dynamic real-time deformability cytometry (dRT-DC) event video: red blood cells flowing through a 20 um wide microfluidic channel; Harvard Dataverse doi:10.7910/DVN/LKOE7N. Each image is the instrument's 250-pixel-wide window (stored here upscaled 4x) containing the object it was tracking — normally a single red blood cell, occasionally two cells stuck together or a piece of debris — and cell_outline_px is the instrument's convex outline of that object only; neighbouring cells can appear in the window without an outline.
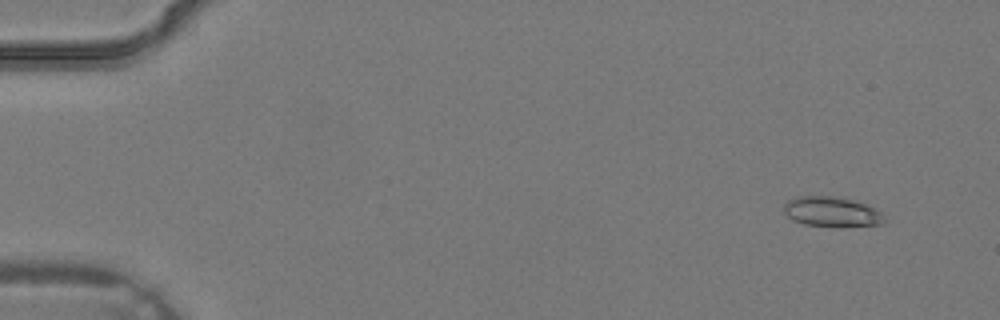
{"species": "common noctule bat (a hibernating species)", "species_latin": "Nyctalus noctula", "temperature_condition": "warm", "stored_images_in_passage": 3, "camera_frame_rate_fps": 3000, "um_per_image_px": 0.085, "animal": {"sex": "male", "body_mass_g": 19.2, "forearm_length_mm": 51.8}, "frame": {"image": 1, "passage_image": 1, "time_ms": 0.0, "image_size_px": [1000, 320], "cell_outline_px": [[888, 220], [884, 224], [840, 228], [804, 224], [792, 220], [784, 212], [784, 204], [788, 200], [800, 196], [832, 196], [852, 200], [864, 204], [880, 212]], "centroid_in_image_um": [70.72, 18.04], "position_along_channel_um": 14.3, "area_um2": 17.8}}